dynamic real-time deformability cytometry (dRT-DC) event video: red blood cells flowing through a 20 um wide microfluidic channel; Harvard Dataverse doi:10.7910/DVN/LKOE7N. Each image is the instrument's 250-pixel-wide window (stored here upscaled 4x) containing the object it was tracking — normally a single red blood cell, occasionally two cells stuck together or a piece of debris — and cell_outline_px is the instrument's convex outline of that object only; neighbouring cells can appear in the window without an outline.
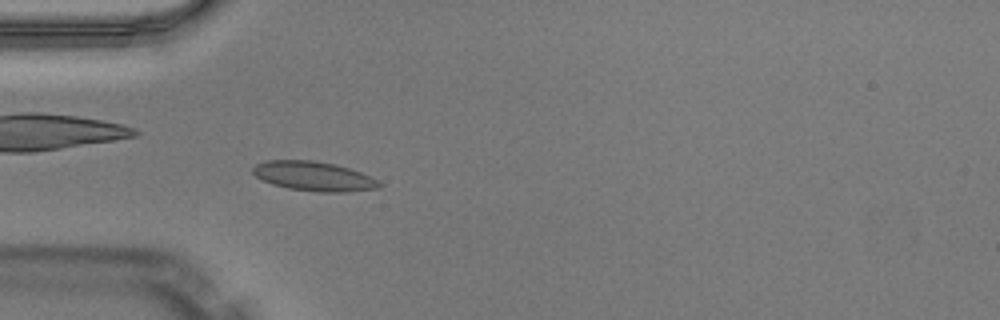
{"species": "Egyptian fruit bat (a non-hibernating species)", "species_latin": "Rousettus aegyptiacus", "temperature_condition": "warm", "stored_images_in_passage": 49, "camera_frame_rate_fps": 3000, "um_per_image_px": 0.085, "animal": {"sex": "male"}, "frame": {"image": 1, "passage_image": 15, "time_ms": 4.667, "image_size_px": [1000, 320], "cell_outline_px": [[384, 184], [380, 188], [344, 192], [320, 192], [288, 188], [272, 184], [256, 176], [252, 172], [252, 168], [256, 164], [268, 160], [312, 160], [336, 164], [360, 172], [380, 180]], "centroid_in_image_um": [26.71, 14.98], "position_along_channel_um": 58.3, "area_um2": 21.73}, "authors_computed_cell_mechanics": {"area_um2": 19.9988, "velocity_mm_per_s": 4.0599, "shape_relaxation_time_tau1_ms": 9.2869, "shape_relaxation_time_tau2_ms": null, "deformation_change_tau1": 0.1467, "deformation_change_tau2": null}}